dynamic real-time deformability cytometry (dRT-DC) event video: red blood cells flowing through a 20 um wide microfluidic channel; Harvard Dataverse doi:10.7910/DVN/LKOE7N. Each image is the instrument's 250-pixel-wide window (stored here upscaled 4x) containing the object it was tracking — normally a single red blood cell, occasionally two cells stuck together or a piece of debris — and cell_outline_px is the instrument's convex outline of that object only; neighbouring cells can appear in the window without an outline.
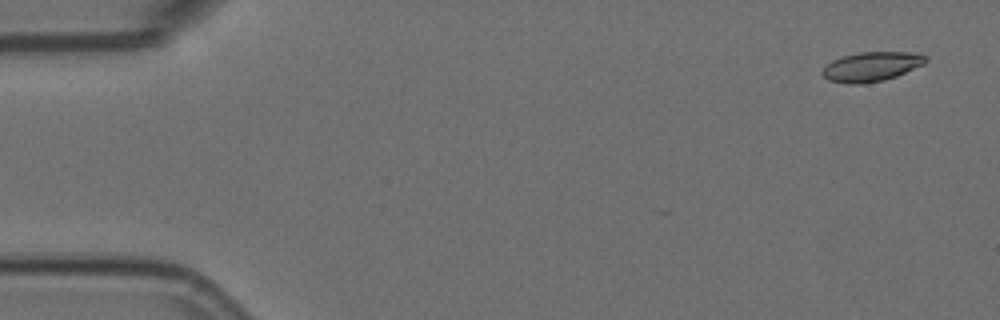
{"species": "Egyptian fruit bat (a non-hibernating species)", "species_latin": "Rousettus aegyptiacus", "temperature_condition": "room temperature", "stored_images_in_passage": 4, "camera_frame_rate_fps": 3000, "um_per_image_px": 0.085, "animal": {"sex": "female"}, "frame": {"image": 1, "passage_image": 1, "time_ms": 0.0, "image_size_px": [1000, 320], "cell_outline_px": [[928, 60], [924, 64], [896, 76], [884, 80], [860, 84], [848, 84], [828, 80], [820, 72], [832, 60], [844, 56], [860, 52], [920, 52], [928, 56]], "centroid_in_image_um": [74.11, 5.65], "position_along_channel_um": 10.9, "area_um2": 17.8}}
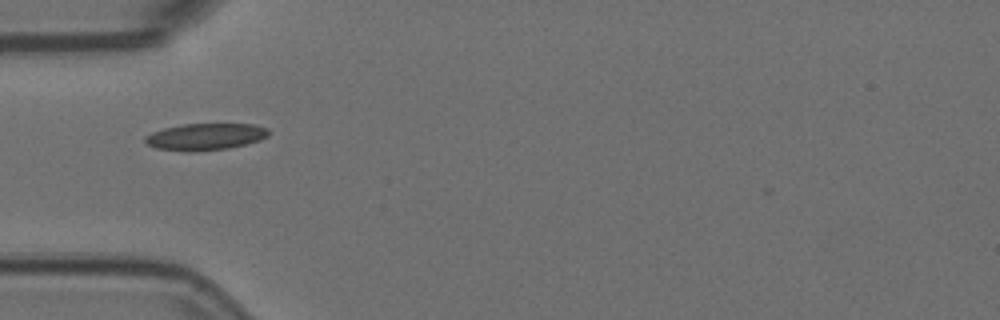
{"frame": {"image": 2, "passage_image": 4, "time_ms": 1.0, "image_size_px": [1000, 320], "cell_outline_px": [[268, 136], [260, 140], [228, 148], [188, 152], [156, 148], [148, 144], [144, 140], [144, 136], [152, 132], [164, 128], [184, 124], [256, 124], [268, 128]], "centroid_in_image_um": [17.45, 11.61], "position_along_channel_um": 67.6, "area_um2": 19.19}}